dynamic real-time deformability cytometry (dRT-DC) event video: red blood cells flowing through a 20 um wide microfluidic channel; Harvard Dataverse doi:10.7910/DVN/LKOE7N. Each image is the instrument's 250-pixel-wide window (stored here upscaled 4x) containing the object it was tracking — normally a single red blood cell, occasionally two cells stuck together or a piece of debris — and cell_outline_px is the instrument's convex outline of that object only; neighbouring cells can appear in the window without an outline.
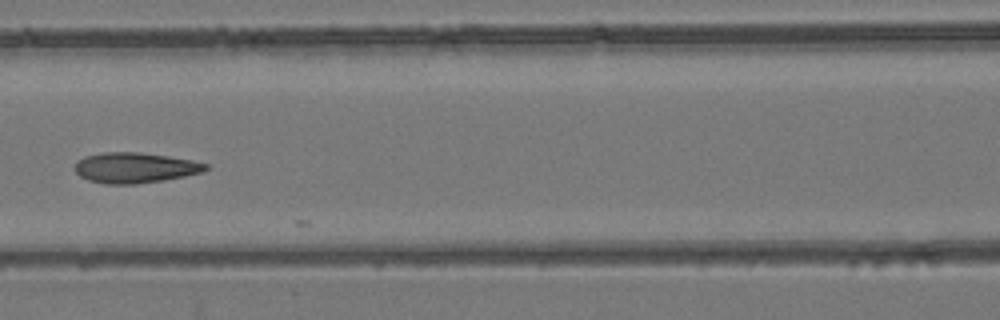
{"species": "common noctule bat (a hibernating species)", "species_latin": "Nyctalus noctula", "temperature_condition": "room temperature", "stored_images_in_passage": 5, "camera_frame_rate_fps": 3000, "um_per_image_px": 0.085, "animal": {"sex": "female", "body_mass_g": 24.6, "forearm_length_mm": 56.2}, "frame": {"image": 1, "passage_image": 4, "time_ms": 4.333, "image_size_px": [1000, 320], "cell_outline_px": [[208, 168], [204, 172], [164, 180], [136, 184], [104, 184], [88, 180], [80, 176], [76, 172], [76, 164], [84, 156], [104, 152], [136, 152], [168, 156], [192, 160], [208, 164]], "centroid_in_image_um": [11.49, 14.26], "position_along_channel_um": 155.1, "area_um2": 23.12}}
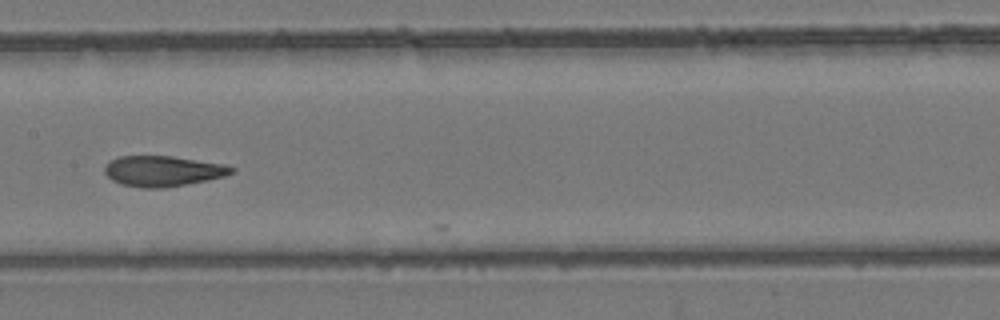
{"frame": {"image": 2, "passage_image": 5, "time_ms": 5.333, "image_size_px": [1000, 320], "cell_outline_px": [[236, 168], [232, 172], [224, 176], [164, 188], [140, 188], [120, 184], [112, 180], [104, 172], [104, 168], [112, 160], [120, 156], [172, 156], [224, 164]], "centroid_in_image_um": [13.82, 14.54], "position_along_channel_um": 193.6, "area_um2": 22.31}}